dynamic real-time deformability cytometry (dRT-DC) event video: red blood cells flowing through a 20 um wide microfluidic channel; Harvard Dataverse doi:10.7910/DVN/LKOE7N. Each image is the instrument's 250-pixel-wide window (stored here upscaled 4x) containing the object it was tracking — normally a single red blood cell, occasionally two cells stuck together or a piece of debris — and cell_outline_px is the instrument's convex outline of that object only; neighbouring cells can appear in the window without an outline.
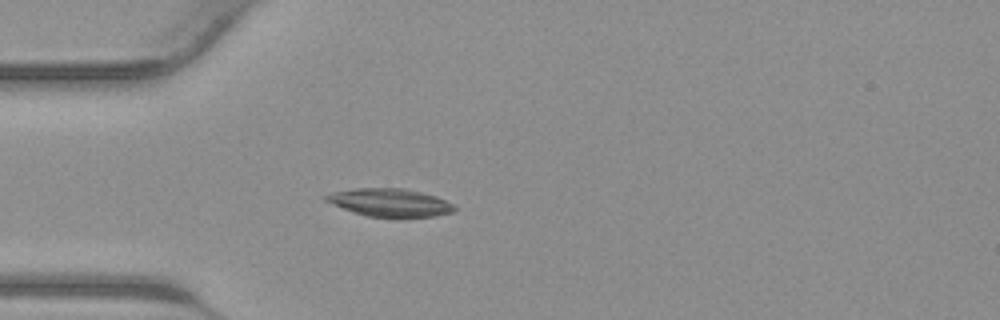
{"species": "common noctule bat (a hibernating species)", "species_latin": "Nyctalus noctula", "temperature_condition": "warm", "stored_images_in_passage": 31, "camera_frame_rate_fps": 3000, "um_per_image_px": 0.085, "animal": {"sex": "male", "body_mass_g": 23.1, "forearm_length_mm": 52.7}, "frame": {"image": 1, "passage_image": 1, "time_ms": 0.0, "image_size_px": [1000, 320], "cell_outline_px": [[456, 208], [452, 212], [436, 216], [368, 216], [352, 212], [324, 200], [320, 196], [332, 192], [352, 188], [404, 188], [436, 196], [452, 204]], "centroid_in_image_um": [33.07, 17.19], "position_along_channel_um": 51.9, "area_um2": 20.69}}
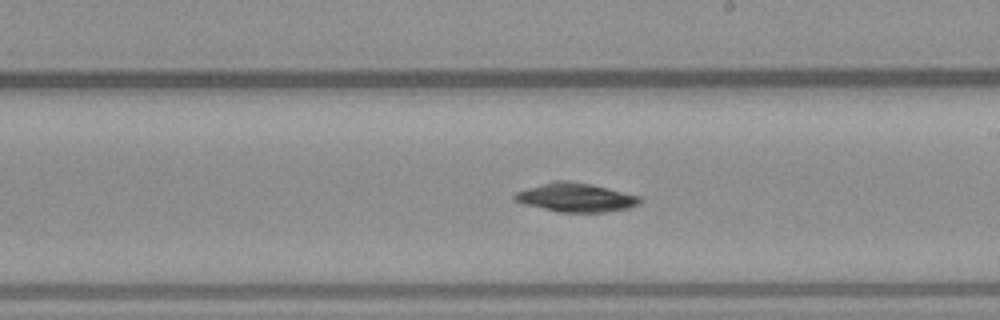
{"frame": {"image": 2, "passage_image": 13, "time_ms": 4.0, "image_size_px": [1000, 320], "cell_outline_px": [[644, 200], [640, 204], [628, 208], [608, 212], [560, 212], [524, 204], [516, 200], [512, 196], [516, 192], [528, 188], [556, 180], [568, 180], [592, 184], [640, 196]], "centroid_in_image_um": [48.99, 16.78], "position_along_channel_um": 240.0, "area_um2": 20.98}}
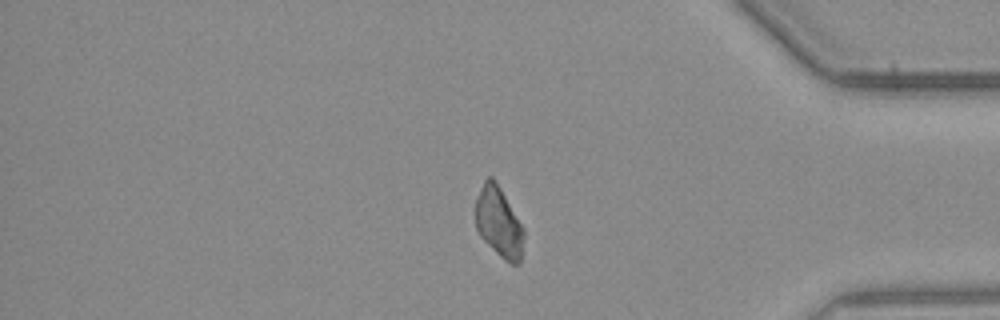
{"frame": {"image": 3, "passage_image": 24, "time_ms": 7.667, "image_size_px": [1000, 320], "cell_outline_px": [[524, 236], [520, 264], [508, 264], [480, 236], [476, 228], [476, 200], [484, 180], [488, 176], [492, 176], [500, 188], [524, 228]], "centroid_in_image_um": [42.41, 18.92], "position_along_channel_um": 392.8, "area_um2": 19.59}}